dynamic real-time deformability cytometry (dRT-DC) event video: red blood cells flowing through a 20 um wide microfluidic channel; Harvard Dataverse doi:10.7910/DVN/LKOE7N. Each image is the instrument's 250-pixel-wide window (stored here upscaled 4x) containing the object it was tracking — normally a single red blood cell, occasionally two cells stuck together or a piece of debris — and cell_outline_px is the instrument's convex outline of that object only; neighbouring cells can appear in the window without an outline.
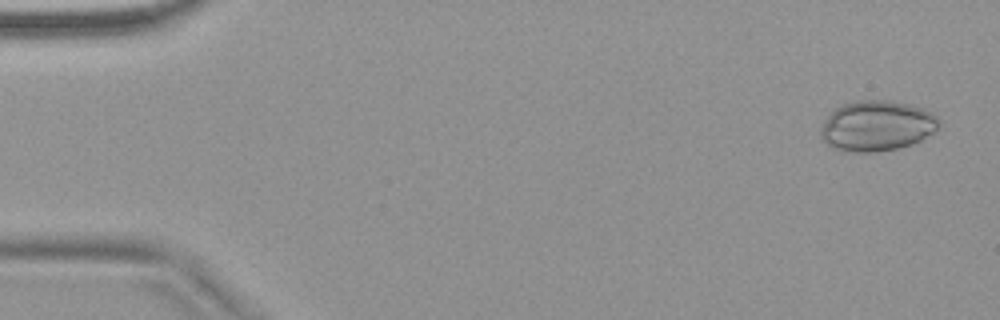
{"species": "common noctule bat (a hibernating species)", "species_latin": "Nyctalus noctula", "temperature_condition": "warm", "stored_images_in_passage": 52, "camera_frame_rate_fps": 3000, "um_per_image_px": 0.085, "animal": {"sex": "female", "body_mass_g": 18.4}, "frame": {"image": 1, "passage_image": 2, "time_ms": 0.333, "image_size_px": [1000, 320], "cell_outline_px": [[940, 124], [932, 132], [920, 140], [912, 144], [896, 148], [876, 152], [840, 152], [832, 148], [820, 136], [820, 128], [828, 116], [836, 108], [844, 104], [856, 100], [888, 100], [924, 108], [936, 116]], "centroid_in_image_um": [74.49, 10.71], "position_along_channel_um": 10.5, "area_um2": 34.62}}
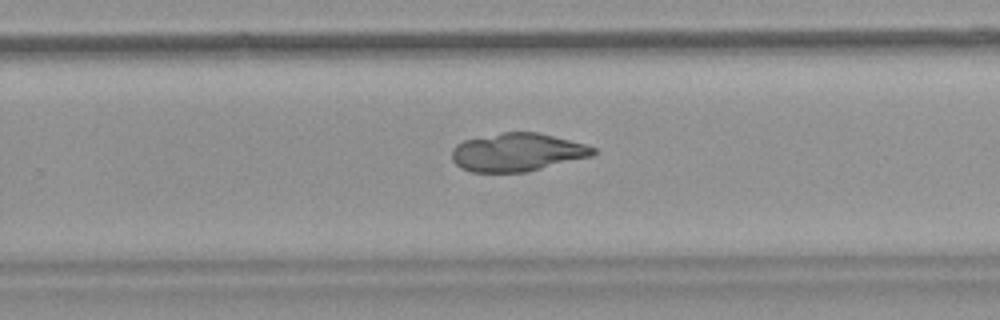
{"frame": {"image": 2, "passage_image": 34, "time_ms": 11.0, "image_size_px": [1000, 320], "cell_outline_px": [[596, 152], [592, 156], [524, 172], [472, 172], [460, 168], [452, 160], [452, 148], [456, 144], [464, 140], [504, 132], [540, 132], [584, 144], [596, 148]], "centroid_in_image_um": [43.94, 12.94], "position_along_channel_um": 285.9, "area_um2": 31.27}}
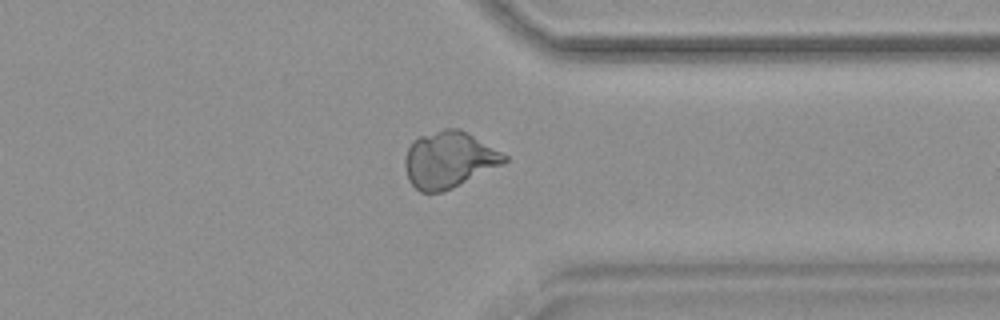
{"frame": {"image": 3, "passage_image": 41, "time_ms": 13.333, "image_size_px": [1000, 320], "cell_outline_px": [[508, 160], [504, 164], [444, 192], [420, 192], [408, 180], [404, 164], [404, 160], [408, 148], [420, 136], [444, 128], [460, 128], [468, 132], [508, 156]], "centroid_in_image_um": [38.18, 13.58], "position_along_channel_um": 373.2, "area_um2": 32.66}}